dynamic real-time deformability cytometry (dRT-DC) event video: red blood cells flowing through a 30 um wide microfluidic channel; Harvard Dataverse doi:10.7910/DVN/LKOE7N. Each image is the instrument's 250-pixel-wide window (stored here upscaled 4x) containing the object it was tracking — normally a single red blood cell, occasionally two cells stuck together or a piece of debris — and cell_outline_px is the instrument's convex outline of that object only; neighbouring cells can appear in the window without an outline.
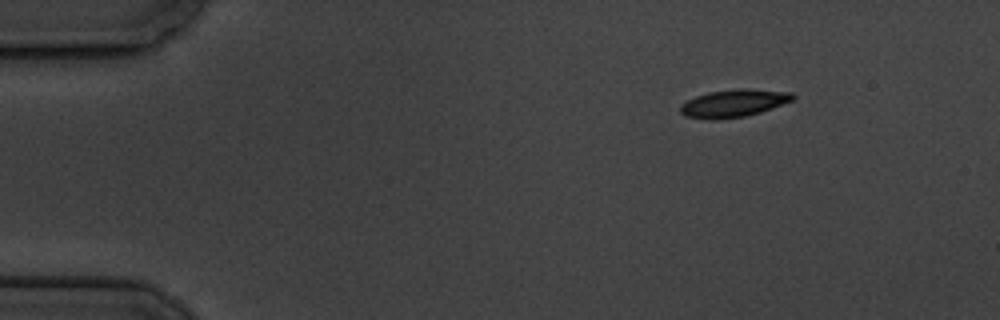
{"species": "common noctule bat (a hibernating species)", "species_latin": "Nyctalus noctula", "temperature_condition": "cold", "stored_images_in_passage": 3, "camera_frame_rate_fps": 3000, "um_per_image_px": 0.085, "animal": {"sex": "male", "body_mass_g": 19.5, "forearm_length_mm": 54.6}, "frame": {"image": 1, "passage_image": 1, "time_ms": 0.0, "image_size_px": [1000, 320], "cell_outline_px": [[796, 96], [792, 100], [772, 108], [760, 112], [744, 116], [716, 120], [708, 120], [684, 116], [680, 112], [680, 104], [696, 96], [708, 92], [740, 88], [748, 88], [792, 92]], "centroid_in_image_um": [62.34, 8.77], "position_along_channel_um": 22.7, "area_um2": 18.21}}
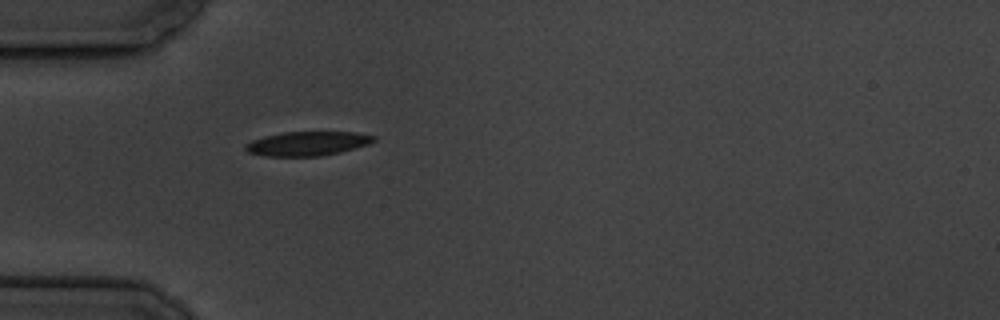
{"frame": {"image": 2, "passage_image": 3, "time_ms": 3.333, "image_size_px": [1000, 320], "cell_outline_px": [[376, 140], [368, 144], [340, 152], [320, 156], [264, 156], [248, 152], [244, 148], [244, 144], [252, 140], [284, 132], [352, 132], [376, 136]], "centroid_in_image_um": [26.12, 12.21], "position_along_channel_um": 58.9, "area_um2": 17.92}}